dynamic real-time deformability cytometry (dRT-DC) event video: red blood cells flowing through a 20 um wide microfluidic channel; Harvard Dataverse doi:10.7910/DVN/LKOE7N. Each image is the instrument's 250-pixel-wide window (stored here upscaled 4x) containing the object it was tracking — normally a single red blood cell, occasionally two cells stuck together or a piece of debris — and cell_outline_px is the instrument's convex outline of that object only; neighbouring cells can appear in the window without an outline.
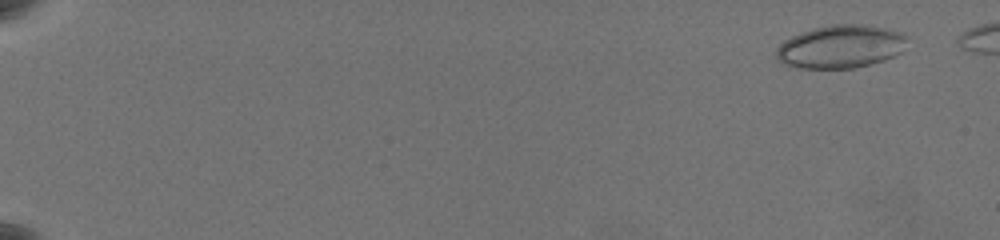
{"species": "common noctule bat (a hibernating species)", "species_latin": "Nyctalus noctula", "temperature_condition": "warm", "stored_images_in_passage": 64, "camera_frame_rate_fps": 3000, "um_per_image_px": 0.085, "animal": {"sex": "female", "body_mass_g": 19.5, "forearm_length_mm": 54.1}, "frame": {"image": 1, "passage_image": 5, "time_ms": 1.333, "image_size_px": [1000, 240], "cell_outline_px": [[908, 36], [900, 52], [884, 60], [852, 68], [800, 68], [788, 64], [780, 60], [776, 56], [776, 48], [784, 40], [792, 36], [816, 28], [832, 24], [860, 24], [884, 28], [900, 32]], "centroid_in_image_um": [71.45, 3.96], "position_along_channel_um": 13.6, "area_um2": 32.25}}
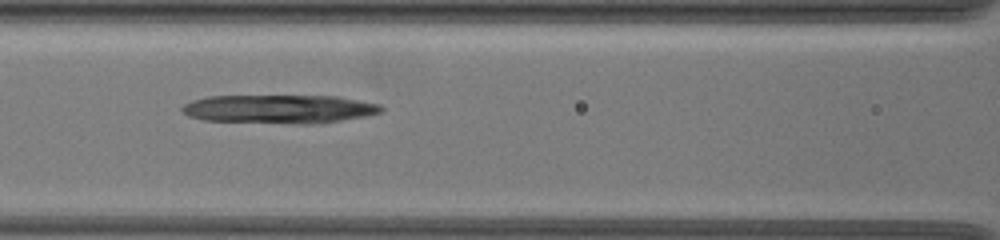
{"frame": {"image": 2, "passage_image": 33, "time_ms": 10.667, "image_size_px": [1000, 240], "cell_outline_px": [[384, 108], [380, 112], [364, 116], [316, 124], [296, 124], [204, 120], [188, 116], [180, 108], [184, 104], [192, 100], [208, 96], [336, 96], [380, 104]], "centroid_in_image_um": [23.72, 9.27], "position_along_channel_um": 142.9, "area_um2": 33.18}}
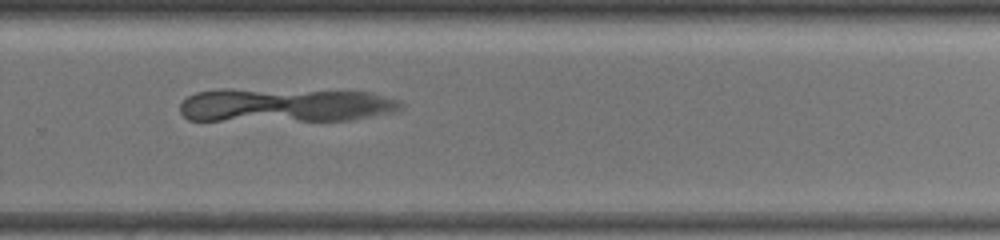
{"frame": {"image": 3, "passage_image": 47, "time_ms": 15.333, "image_size_px": [1000, 240], "cell_outline_px": [[404, 108], [392, 112], [352, 120], [188, 120], [180, 112], [180, 104], [188, 96], [196, 92], [220, 88], [228, 88], [372, 92], [400, 100], [404, 104]], "centroid_in_image_um": [24.25, 8.92], "position_along_channel_um": 305.5, "area_um2": 44.04}}